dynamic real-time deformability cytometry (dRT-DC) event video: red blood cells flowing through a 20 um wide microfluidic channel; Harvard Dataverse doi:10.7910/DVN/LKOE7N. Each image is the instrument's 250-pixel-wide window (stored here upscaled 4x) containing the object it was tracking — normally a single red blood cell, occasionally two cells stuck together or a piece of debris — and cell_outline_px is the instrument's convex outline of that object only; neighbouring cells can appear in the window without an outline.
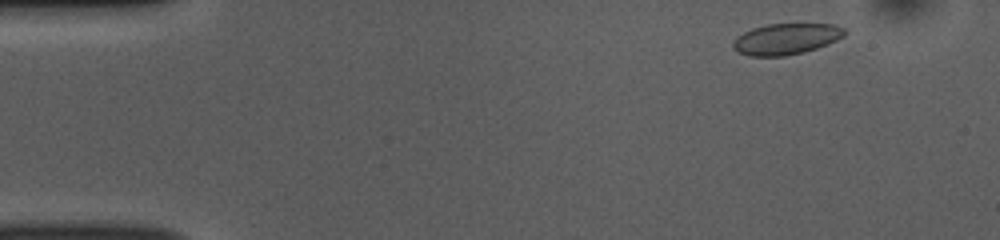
{"species": "common noctule bat (a hibernating species)", "species_latin": "Nyctalus noctula", "temperature_condition": "room temperature", "stored_images_in_passage": 49, "camera_frame_rate_fps": 3000, "um_per_image_px": 0.085, "animal": {"sex": "female", "body_mass_g": 10.0, "forearm_length_mm": 53.1}, "frame": {"image": 1, "passage_image": 3, "time_ms": 0.667, "image_size_px": [1000, 240], "cell_outline_px": [[848, 32], [844, 36], [828, 44], [804, 52], [784, 56], [748, 56], [732, 48], [732, 44], [736, 36], [752, 28], [768, 24], [832, 24], [844, 28]], "centroid_in_image_um": [66.82, 3.31], "position_along_channel_um": 18.2, "area_um2": 20.23}}
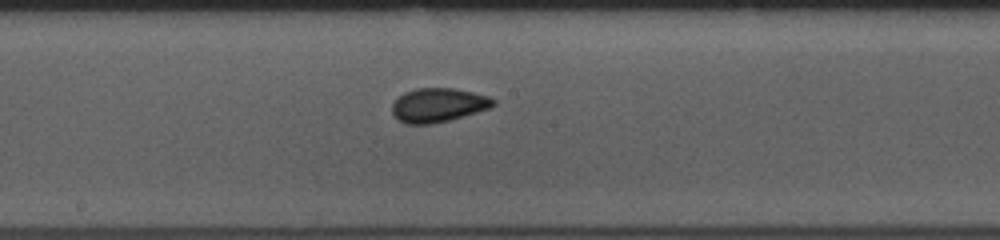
{"frame": {"image": 2, "passage_image": 25, "time_ms": 8.0, "image_size_px": [1000, 240], "cell_outline_px": [[496, 104], [488, 108], [476, 112], [448, 120], [432, 124], [404, 124], [396, 120], [392, 116], [392, 104], [404, 92], [416, 88], [452, 88], [472, 92], [488, 96], [496, 100]], "centroid_in_image_um": [37.2, 8.94], "position_along_channel_um": 211.0, "area_um2": 20.06}}
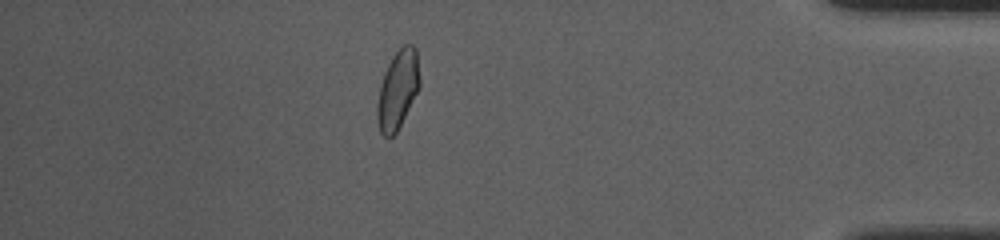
{"frame": {"image": 3, "passage_image": 43, "time_ms": 14.0, "image_size_px": [1000, 240], "cell_outline_px": [[420, 88], [396, 132], [392, 136], [384, 136], [380, 132], [376, 120], [376, 104], [380, 84], [384, 72], [392, 56], [404, 44], [412, 44], [416, 48], [420, 76]], "centroid_in_image_um": [33.8, 7.61], "position_along_channel_um": 401.4, "area_um2": 19.65}, "authors_computed_cell_mechanics": {"area_um2": 19.8254, "velocity_mm_per_s": 3.8478, "shape_relaxation_time_tau1_ms": 3.2044, "shape_relaxation_time_tau2_ms": null, "deformation_change_tau1": 0.0859, "deformation_change_tau2": null}}